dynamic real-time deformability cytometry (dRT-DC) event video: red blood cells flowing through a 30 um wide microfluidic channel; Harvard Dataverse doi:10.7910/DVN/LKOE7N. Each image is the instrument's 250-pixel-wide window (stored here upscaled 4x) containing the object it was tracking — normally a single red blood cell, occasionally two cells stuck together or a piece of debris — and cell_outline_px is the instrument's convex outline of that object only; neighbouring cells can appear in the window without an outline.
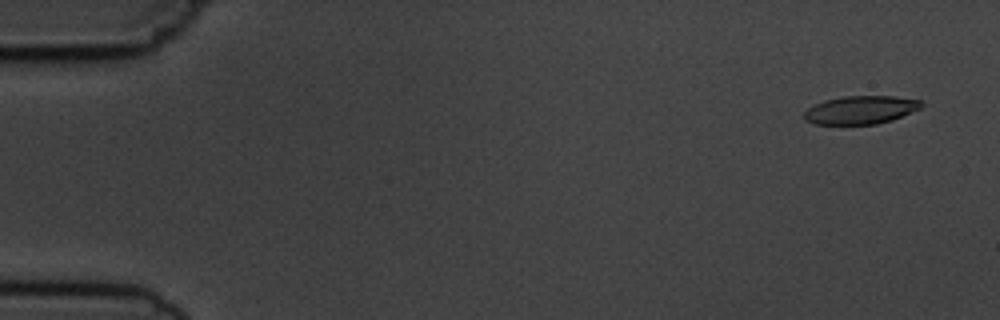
{"species": "common noctule bat (a hibernating species)", "species_latin": "Nyctalus noctula", "temperature_condition": "cold", "stored_images_in_passage": 5, "camera_frame_rate_fps": 3000, "um_per_image_px": 0.085, "animal": {"sex": "male", "body_mass_g": 19.5, "forearm_length_mm": 54.6}, "frame": {"image": 1, "passage_image": 1, "time_ms": 0.0, "image_size_px": [1000, 320], "cell_outline_px": [[924, 104], [920, 108], [892, 120], [876, 124], [816, 124], [804, 120], [804, 112], [808, 108], [824, 100], [844, 96], [896, 96], [920, 100]], "centroid_in_image_um": [73.15, 9.34], "position_along_channel_um": 11.8, "area_um2": 19.19}}